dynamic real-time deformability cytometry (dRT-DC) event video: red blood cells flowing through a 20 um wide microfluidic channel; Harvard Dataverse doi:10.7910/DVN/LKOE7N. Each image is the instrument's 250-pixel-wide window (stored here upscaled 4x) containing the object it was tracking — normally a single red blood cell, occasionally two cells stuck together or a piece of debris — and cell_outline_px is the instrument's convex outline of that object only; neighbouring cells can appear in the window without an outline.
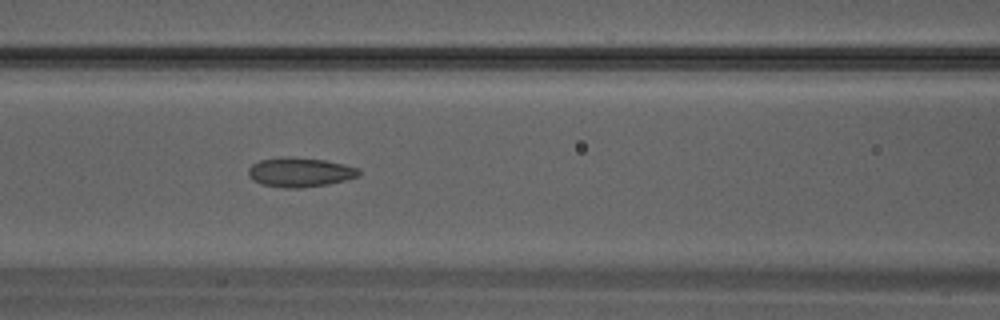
{"species": "Egyptian fruit bat (a non-hibernating species)", "species_latin": "Rousettus aegyptiacus", "temperature_condition": "warm", "stored_images_in_passage": 32, "camera_frame_rate_fps": 3000, "um_per_image_px": 0.085, "animal": {"sex": "male"}, "frame": {"image": 1, "passage_image": 14, "time_ms": 4.333, "image_size_px": [1000, 320], "cell_outline_px": [[360, 176], [328, 184], [300, 188], [284, 188], [260, 184], [252, 180], [248, 176], [248, 168], [252, 164], [260, 160], [324, 160], [344, 164], [356, 168], [360, 172]], "centroid_in_image_um": [25.49, 14.7], "position_along_channel_um": 141.1, "area_um2": 18.03}}